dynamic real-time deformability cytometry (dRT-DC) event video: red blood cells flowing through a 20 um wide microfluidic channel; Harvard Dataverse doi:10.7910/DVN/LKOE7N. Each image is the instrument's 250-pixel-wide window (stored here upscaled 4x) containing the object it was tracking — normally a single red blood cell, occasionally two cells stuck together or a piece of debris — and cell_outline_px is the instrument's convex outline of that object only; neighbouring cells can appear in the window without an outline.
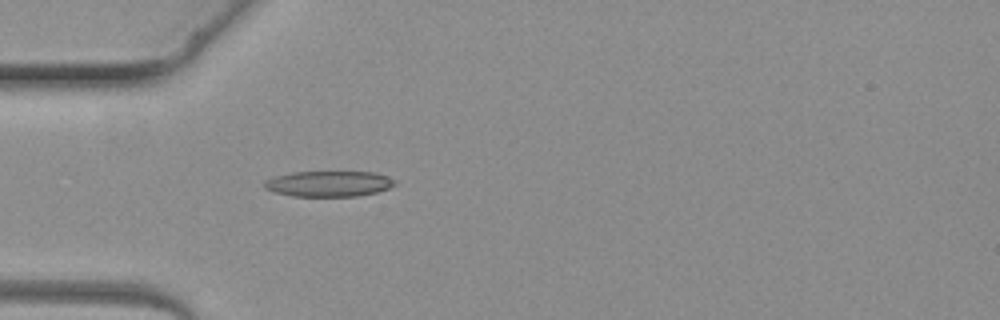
{"species": "common noctule bat (a hibernating species)", "species_latin": "Nyctalus noctula", "temperature_condition": "warm", "stored_images_in_passage": 3, "camera_frame_rate_fps": 3000, "um_per_image_px": 0.085, "animal": {"sex": "female", "body_mass_g": 19.3, "forearm_length_mm": 54.1}, "frame": {"image": 1, "passage_image": 3, "time_ms": 2.333, "image_size_px": [1000, 320], "cell_outline_px": [[396, 184], [388, 188], [376, 192], [360, 196], [292, 196], [276, 192], [264, 188], [264, 180], [276, 176], [292, 172], [372, 172], [388, 176], [396, 180]], "centroid_in_image_um": [27.96, 15.62], "position_along_channel_um": 57.0, "area_um2": 19.48}}